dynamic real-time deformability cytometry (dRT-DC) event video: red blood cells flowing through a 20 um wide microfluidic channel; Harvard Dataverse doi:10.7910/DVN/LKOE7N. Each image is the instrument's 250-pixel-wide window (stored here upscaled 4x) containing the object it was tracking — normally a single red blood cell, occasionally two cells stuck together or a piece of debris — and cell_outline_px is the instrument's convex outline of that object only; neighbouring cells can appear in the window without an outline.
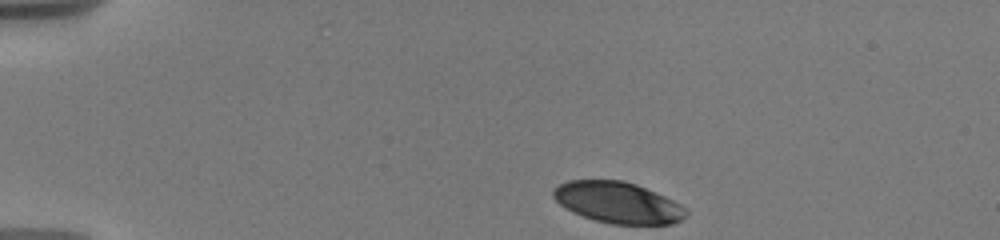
{"species": "human", "species_latin": "Homo sapiens", "temperature_condition": "warm", "stored_images_in_passage": 56, "camera_frame_rate_fps": 3000, "um_per_image_px": 0.085, "donor": {"sex": "male"}, "frame": {"image": 1, "passage_image": 1, "time_ms": 0.0, "image_size_px": [1000, 240], "cell_outline_px": [[688, 216], [672, 224], [612, 224], [596, 220], [572, 212], [560, 204], [552, 196], [552, 192], [560, 184], [568, 180], [624, 180], [636, 184], [656, 192], [680, 204], [688, 212]], "centroid_in_image_um": [52.53, 17.21], "position_along_channel_um": 32.5, "area_um2": 31.73}}
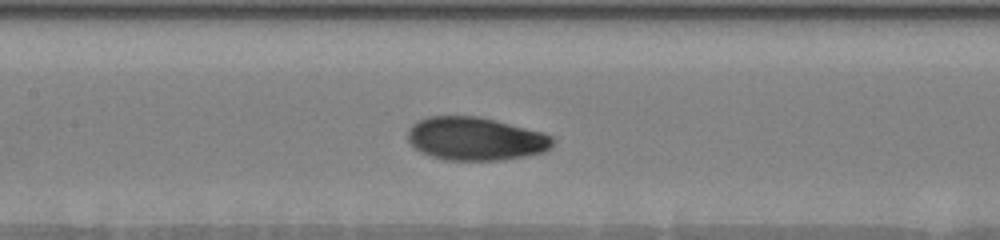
{"frame": {"image": 2, "passage_image": 26, "time_ms": 5.667, "image_size_px": [1000, 240], "cell_outline_px": [[556, 140], [552, 148], [544, 152], [524, 156], [500, 160], [444, 160], [420, 152], [408, 140], [408, 128], [412, 124], [428, 116], [476, 116], [544, 132], [552, 136]], "centroid_in_image_um": [40.44, 11.8], "position_along_channel_um": 167.0, "area_um2": 36.53}}
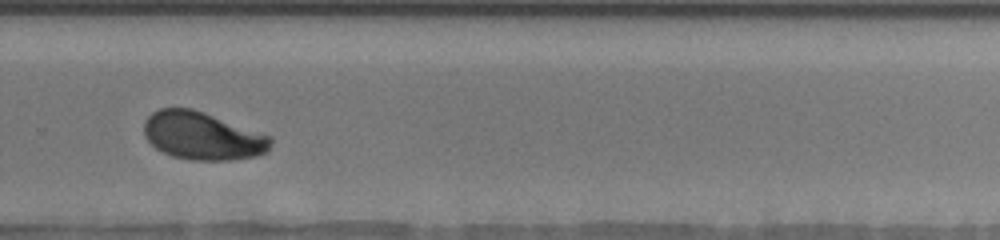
{"frame": {"image": 3, "passage_image": 47, "time_ms": 9.667, "image_size_px": [1000, 240], "cell_outline_px": [[272, 144], [268, 152], [256, 156], [232, 160], [192, 160], [172, 156], [156, 148], [144, 136], [144, 120], [152, 112], [160, 108], [192, 108], [204, 112], [272, 136]], "centroid_in_image_um": [17.23, 11.55], "position_along_channel_um": 312.6, "area_um2": 35.49}}